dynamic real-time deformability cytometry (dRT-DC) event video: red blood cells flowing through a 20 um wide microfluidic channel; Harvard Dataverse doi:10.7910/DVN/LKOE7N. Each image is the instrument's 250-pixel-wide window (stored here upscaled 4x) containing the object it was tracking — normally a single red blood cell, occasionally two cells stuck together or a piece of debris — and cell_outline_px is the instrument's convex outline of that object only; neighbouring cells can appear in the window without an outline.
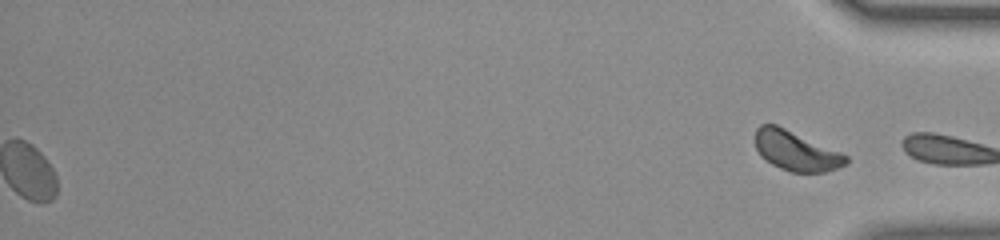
{"species": "common noctule bat (a hibernating species)", "species_latin": "Nyctalus noctula", "temperature_condition": "room temperature", "stored_images_in_passage": 49, "segment_of_instrument_passage": [2, 2], "camera_frame_rate_fps": 3000, "um_per_image_px": 0.085, "animal": {"sex": "female", "body_mass_g": 23.0, "forearm_length_mm": 53.4}, "frame": {"image": 1, "passage_image": 49, "time_ms": 16.0, "image_size_px": [1000, 240], "cell_outline_px": [[848, 164], [824, 172], [792, 172], [780, 168], [772, 164], [760, 156], [756, 148], [756, 128], [760, 124], [776, 124], [848, 156]], "centroid_in_image_um": [67.63, 12.83], "position_along_channel_um": 367.6, "area_um2": 20.69}}